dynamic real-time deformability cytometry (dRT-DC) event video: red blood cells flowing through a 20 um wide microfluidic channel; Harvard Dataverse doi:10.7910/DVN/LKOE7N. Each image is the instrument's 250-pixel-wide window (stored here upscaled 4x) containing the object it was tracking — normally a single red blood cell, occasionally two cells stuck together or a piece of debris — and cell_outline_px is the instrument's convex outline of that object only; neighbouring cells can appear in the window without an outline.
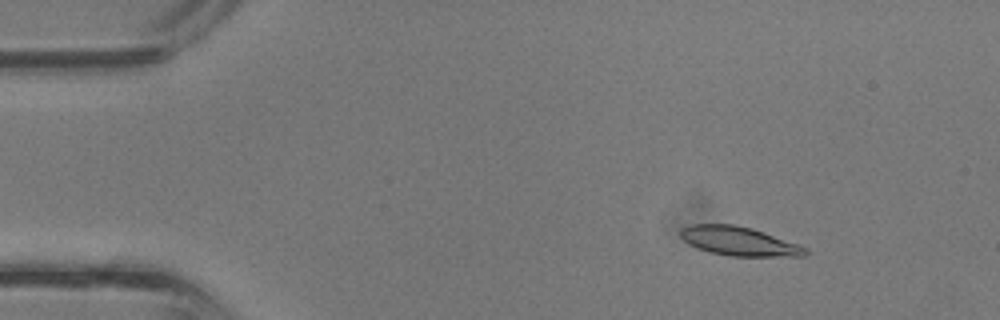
{"species": "common noctule bat (a hibernating species)", "species_latin": "Nyctalus noctula", "temperature_condition": "room temperature", "stored_images_in_passage": 37, "camera_frame_rate_fps": 3000, "um_per_image_px": 0.085, "animal": {"sex": "male", "body_mass_g": 13.3}, "frame": {"image": 1, "passage_image": 4, "time_ms": 1.0, "image_size_px": [1000, 320], "cell_outline_px": [[808, 256], [728, 256], [712, 252], [688, 244], [680, 236], [680, 228], [692, 224], [732, 224], [752, 228], [800, 244], [808, 248]], "centroid_in_image_um": [62.85, 20.5], "position_along_channel_um": 22.1, "area_um2": 21.15}}
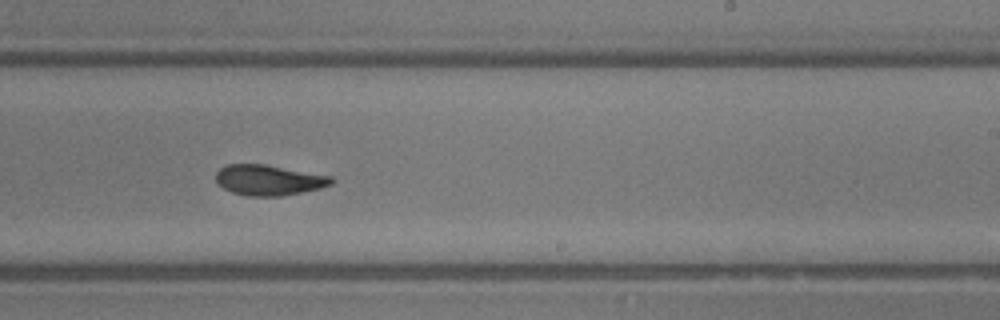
{"frame": {"image": 2, "passage_image": 22, "time_ms": 7.0, "image_size_px": [1000, 320], "cell_outline_px": [[336, 180], [332, 184], [320, 188], [280, 196], [248, 196], [232, 192], [216, 184], [216, 172], [220, 168], [228, 164], [264, 164], [332, 176]], "centroid_in_image_um": [22.84, 15.3], "position_along_channel_um": 266.2, "area_um2": 20.52}}
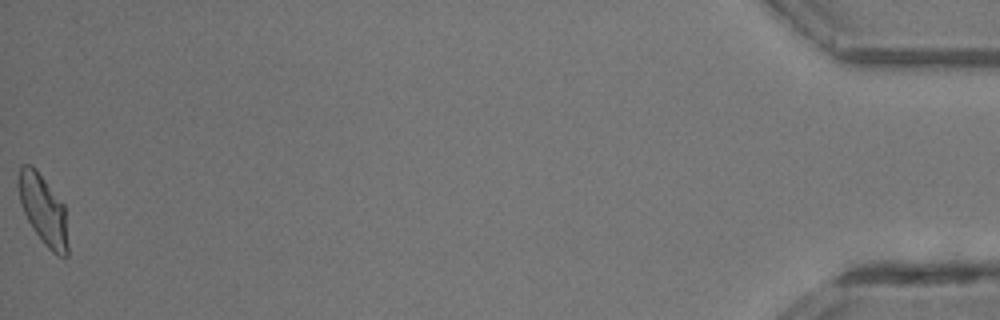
{"frame": {"image": 3, "passage_image": 37, "time_ms": 12.0, "image_size_px": [1000, 320], "cell_outline_px": [[68, 256], [56, 256], [44, 244], [32, 228], [20, 204], [16, 184], [20, 164], [32, 164], [36, 168], [64, 204], [68, 244]], "centroid_in_image_um": [3.65, 17.8], "position_along_channel_um": 431.6, "area_um2": 20.52}}